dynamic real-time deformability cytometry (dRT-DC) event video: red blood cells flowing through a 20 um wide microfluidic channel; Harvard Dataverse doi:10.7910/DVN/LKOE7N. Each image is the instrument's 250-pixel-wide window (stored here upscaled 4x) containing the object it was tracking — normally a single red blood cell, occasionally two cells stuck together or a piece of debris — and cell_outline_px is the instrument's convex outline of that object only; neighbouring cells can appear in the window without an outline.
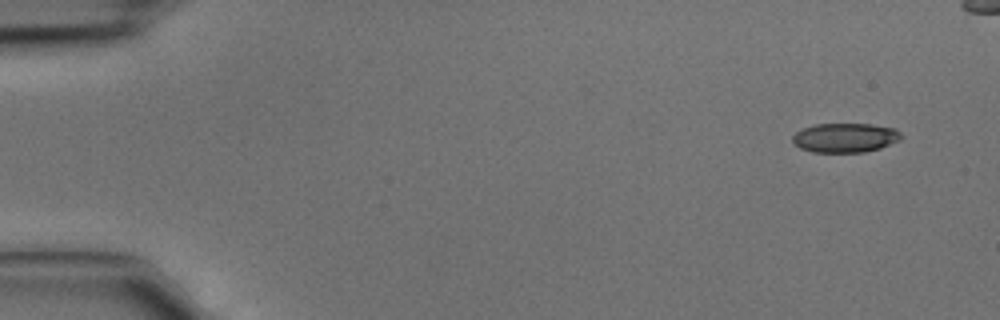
{"species": "common noctule bat (a hibernating species)", "species_latin": "Nyctalus noctula", "temperature_condition": "cold", "stored_images_in_passage": 5, "camera_frame_rate_fps": 3000, "um_per_image_px": 0.085, "animal": {"sex": "male", "body_mass_g": 15.6}, "frame": {"image": 1, "passage_image": 1, "time_ms": 0.0, "image_size_px": [1000, 320], "cell_outline_px": [[904, 136], [900, 140], [880, 148], [864, 152], [812, 152], [800, 148], [792, 140], [792, 136], [796, 132], [804, 128], [816, 124], [872, 124], [896, 128]], "centroid_in_image_um": [71.87, 11.7], "position_along_channel_um": 13.1, "area_um2": 18.61}}